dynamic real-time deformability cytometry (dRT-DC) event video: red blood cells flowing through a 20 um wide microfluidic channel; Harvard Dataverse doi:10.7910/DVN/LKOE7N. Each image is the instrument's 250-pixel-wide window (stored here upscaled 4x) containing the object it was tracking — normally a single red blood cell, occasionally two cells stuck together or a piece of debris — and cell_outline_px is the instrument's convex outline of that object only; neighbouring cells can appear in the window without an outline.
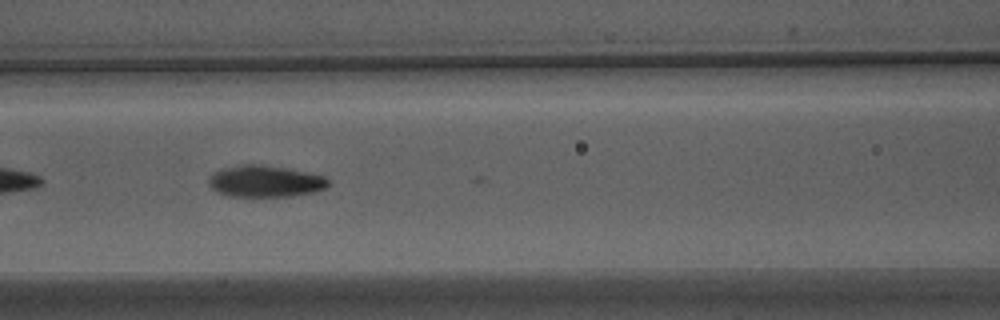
{"species": "Egyptian fruit bat (a non-hibernating species)", "species_latin": "Rousettus aegyptiacus", "temperature_condition": "warm", "stored_images_in_passage": 14, "camera_frame_rate_fps": 3000, "um_per_image_px": 0.085, "animal": {"sex": "male"}, "frame": {"image": 1, "passage_image": 10, "time_ms": 3.0, "image_size_px": [1000, 320], "cell_outline_px": [[328, 184], [324, 188], [316, 192], [288, 196], [228, 196], [216, 192], [208, 184], [208, 180], [212, 172], [224, 168], [244, 164], [260, 164], [284, 168], [324, 176], [328, 180]], "centroid_in_image_um": [22.48, 15.41], "position_along_channel_um": 144.1, "area_um2": 21.85}}
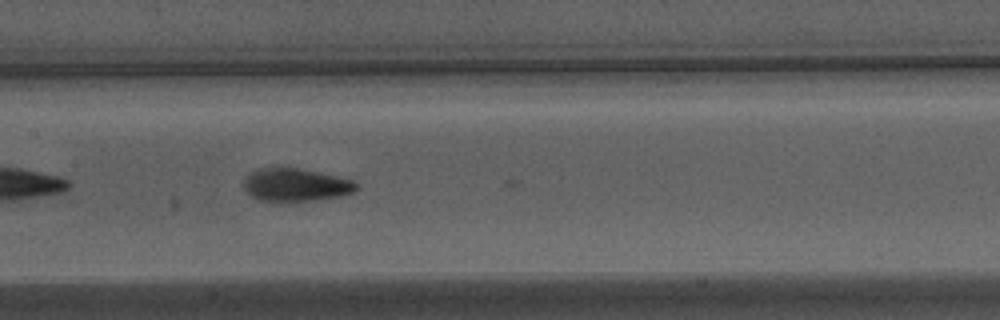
{"frame": {"image": 2, "passage_image": 13, "time_ms": 4.0, "image_size_px": [1000, 320], "cell_outline_px": [[360, 188], [352, 192], [340, 196], [316, 200], [288, 204], [272, 204], [256, 200], [244, 188], [244, 180], [252, 172], [260, 168], [296, 168], [336, 176], [352, 180]], "centroid_in_image_um": [25.1, 15.78], "position_along_channel_um": 182.3, "area_um2": 22.14}}